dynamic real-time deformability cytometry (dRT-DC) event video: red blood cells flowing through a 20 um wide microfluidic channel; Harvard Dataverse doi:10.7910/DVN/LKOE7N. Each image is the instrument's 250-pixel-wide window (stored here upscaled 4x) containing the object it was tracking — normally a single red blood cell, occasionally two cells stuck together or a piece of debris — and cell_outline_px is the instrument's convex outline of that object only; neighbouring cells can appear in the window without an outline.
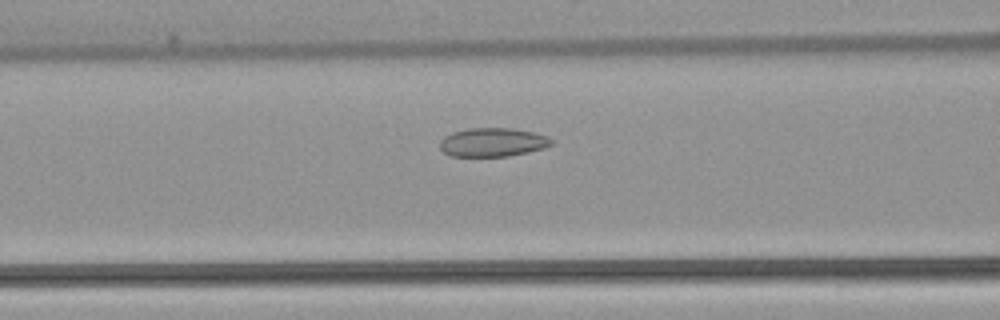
{"species": "common noctule bat (a hibernating species)", "species_latin": "Nyctalus noctula", "temperature_condition": "warm", "stored_images_in_passage": 35, "camera_frame_rate_fps": 3000, "um_per_image_px": 0.085, "animal": {"sex": "female", "body_mass_g": 22.7, "forearm_length_mm": 54.2}, "frame": {"image": 1, "passage_image": 13, "time_ms": 4.0, "image_size_px": [1000, 320], "cell_outline_px": [[556, 144], [544, 148], [528, 152], [508, 156], [448, 156], [440, 148], [440, 140], [444, 136], [452, 132], [468, 128], [516, 128], [536, 132], [548, 136]], "centroid_in_image_um": [41.91, 12.08], "position_along_channel_um": 124.7, "area_um2": 19.02}}
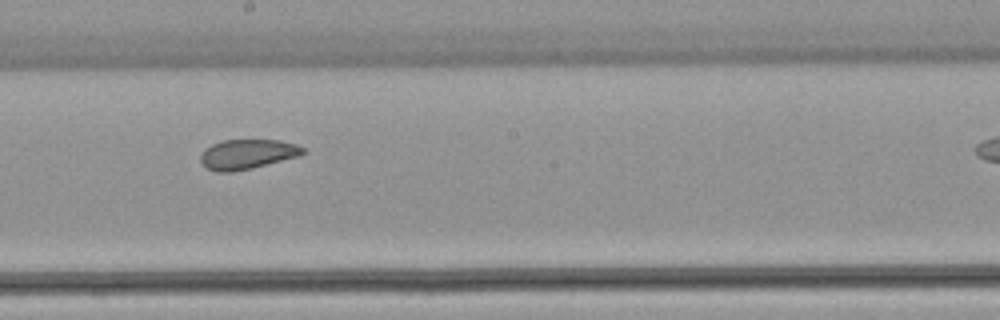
{"frame": {"image": 2, "passage_image": 21, "time_ms": 6.667, "image_size_px": [1000, 320], "cell_outline_px": [[304, 152], [296, 156], [252, 168], [232, 172], [216, 172], [208, 168], [200, 160], [200, 156], [204, 148], [212, 144], [224, 140], [280, 140], [296, 144], [304, 148]], "centroid_in_image_um": [20.98, 13.1], "position_along_channel_um": 227.2, "area_um2": 17.51}}
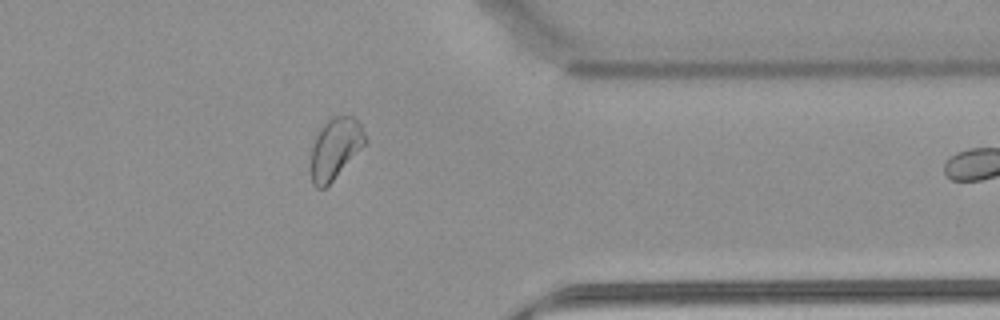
{"frame": {"image": 3, "passage_image": 34, "time_ms": 11.0, "image_size_px": [1000, 320], "cell_outline_px": [[368, 144], [324, 188], [316, 188], [312, 184], [312, 148], [316, 136], [320, 128], [332, 116], [352, 116], [360, 124], [368, 140]], "centroid_in_image_um": [28.54, 12.6], "position_along_channel_um": 382.9, "area_um2": 19.19}}